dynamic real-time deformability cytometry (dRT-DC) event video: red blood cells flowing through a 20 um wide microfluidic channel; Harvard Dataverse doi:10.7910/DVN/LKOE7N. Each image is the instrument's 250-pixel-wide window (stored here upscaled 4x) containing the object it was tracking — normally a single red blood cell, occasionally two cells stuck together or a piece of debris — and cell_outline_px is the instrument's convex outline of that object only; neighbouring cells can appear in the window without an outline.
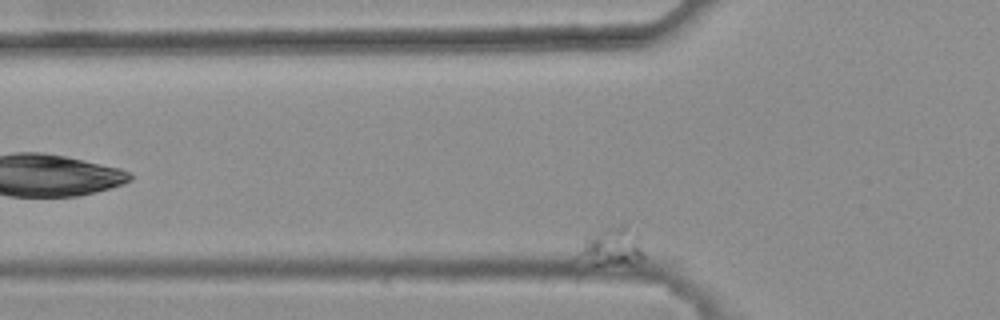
{"species": "common noctule bat (a hibernating species)", "species_latin": "Nyctalus noctula", "temperature_condition": "warm", "stored_images_in_passage": 44, "camera_frame_rate_fps": 3000, "um_per_image_px": 0.085, "animal": {"sex": "female", "body_mass_g": 25.1}, "frame": {"image": 1, "passage_image": 6, "time_ms": 1.667, "image_size_px": [1000, 320], "cell_outline_px": [[644, 260], [600, 264], [596, 264], [576, 256], [584, 236], [604, 228], [620, 224], [624, 224], [636, 232], [644, 256]], "centroid_in_image_um": [51.97, 20.9], "position_along_channel_um": 73.8, "area_um2": 14.28}}
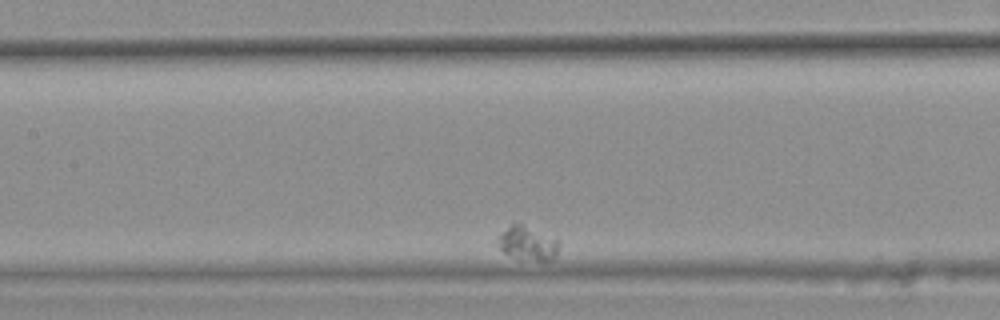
{"frame": {"image": 2, "passage_image": 20, "time_ms": 6.333, "image_size_px": [1000, 320], "cell_outline_px": [[560, 244], [556, 256], [552, 260], [544, 264], [516, 256], [504, 252], [500, 248], [496, 236], [512, 224], [520, 224], [560, 240]], "centroid_in_image_um": [44.91, 20.72], "position_along_channel_um": 162.5, "area_um2": 12.08}}
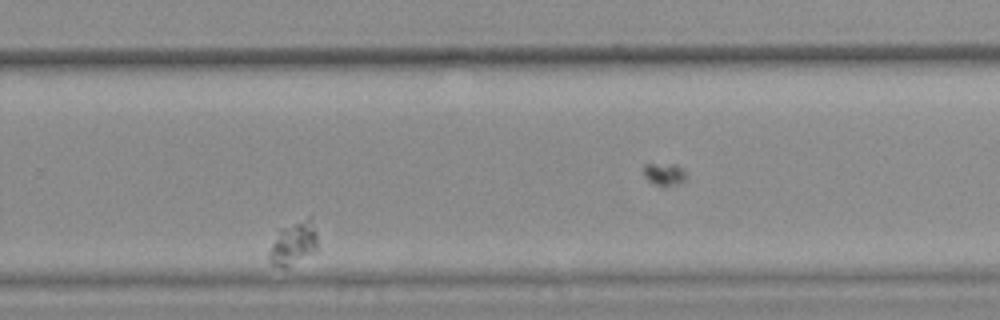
{"frame": {"image": 3, "passage_image": 37, "time_ms": 12.0, "image_size_px": [1000, 320], "cell_outline_px": [[316, 248], [312, 252], [284, 268], [280, 268], [272, 264], [268, 256], [268, 252], [276, 228], [308, 216], [312, 216], [316, 232]], "centroid_in_image_um": [24.88, 20.59], "position_along_channel_um": 304.9, "area_um2": 12.54}}